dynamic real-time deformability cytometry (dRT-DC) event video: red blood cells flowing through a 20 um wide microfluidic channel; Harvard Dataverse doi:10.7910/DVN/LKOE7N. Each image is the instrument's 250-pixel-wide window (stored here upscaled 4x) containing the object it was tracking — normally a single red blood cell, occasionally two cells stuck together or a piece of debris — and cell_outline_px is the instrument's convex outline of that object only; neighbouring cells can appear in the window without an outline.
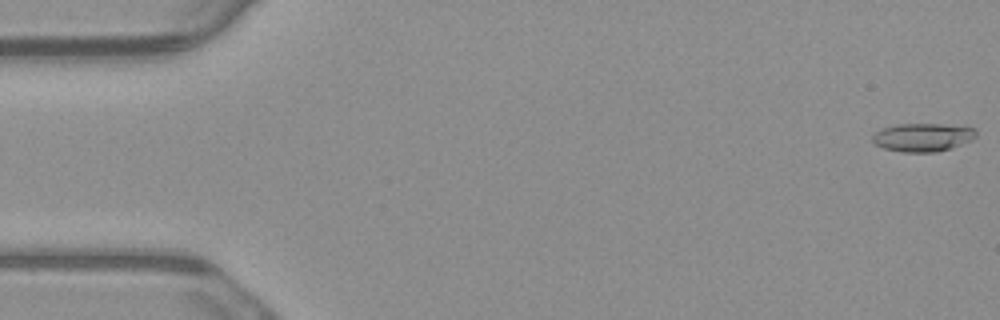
{"species": "common noctule bat (a hibernating species)", "species_latin": "Nyctalus noctula", "temperature_condition": "warm", "stored_images_in_passage": 4, "camera_frame_rate_fps": 3000, "um_per_image_px": 0.085, "animal": {"sex": "male", "body_mass_g": 23.1, "forearm_length_mm": 52.7}, "frame": {"image": 1, "passage_image": 1, "time_ms": 0.0, "image_size_px": [1000, 320], "cell_outline_px": [[976, 136], [972, 140], [952, 148], [936, 152], [900, 152], [884, 148], [876, 144], [872, 140], [872, 136], [876, 132], [884, 128], [896, 124], [940, 124], [976, 128]], "centroid_in_image_um": [78.45, 11.67], "position_along_channel_um": 6.6, "area_um2": 17.05}}
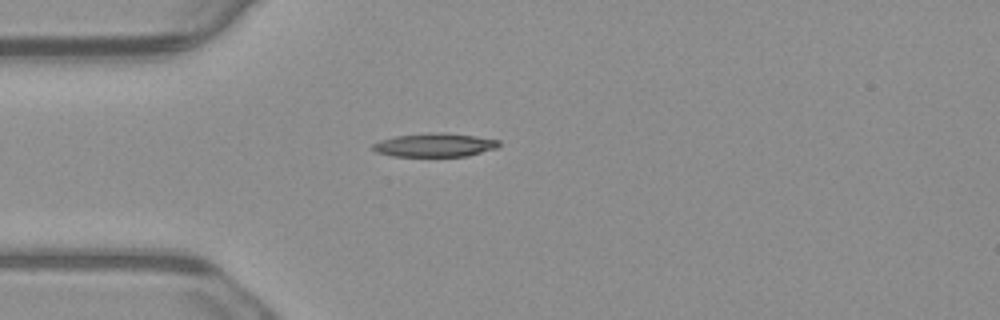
{"frame": {"image": 2, "passage_image": 4, "time_ms": 1.0, "image_size_px": [1000, 320], "cell_outline_px": [[500, 144], [496, 148], [468, 156], [392, 156], [376, 152], [372, 148], [372, 144], [380, 140], [396, 136], [436, 132], [444, 132], [476, 136], [500, 140]], "centroid_in_image_um": [36.96, 12.32], "position_along_channel_um": 48.0, "area_um2": 17.34}}